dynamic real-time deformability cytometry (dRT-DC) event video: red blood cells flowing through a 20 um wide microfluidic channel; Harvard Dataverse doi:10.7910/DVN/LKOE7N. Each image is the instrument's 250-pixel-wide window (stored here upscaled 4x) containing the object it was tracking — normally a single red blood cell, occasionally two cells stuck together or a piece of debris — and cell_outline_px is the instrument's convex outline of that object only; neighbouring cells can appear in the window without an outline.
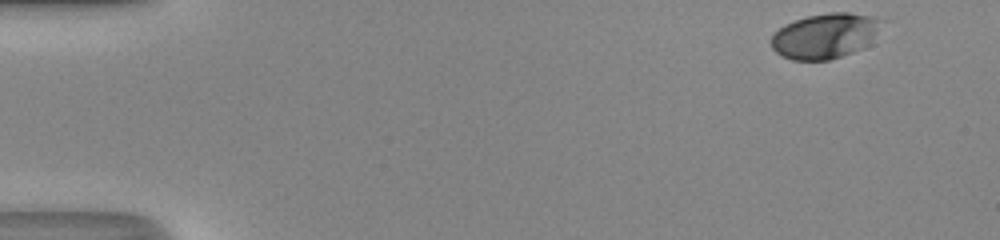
{"species": "human", "species_latin": "Homo sapiens", "temperature_condition": "room temperature", "stored_images_in_passage": 40, "camera_frame_rate_fps": 3000, "um_per_image_px": 0.085, "donor": {"sex": "male"}, "frame": {"image": 1, "passage_image": 1, "time_ms": 0.0, "image_size_px": [1000, 240], "cell_outline_px": [[888, 20], [864, 48], [828, 60], [792, 60], [776, 52], [772, 48], [772, 36], [784, 24], [808, 16], [832, 12], [848, 12], [876, 16]], "centroid_in_image_um": [70.21, 3.02], "position_along_channel_um": 14.8, "area_um2": 29.19}}
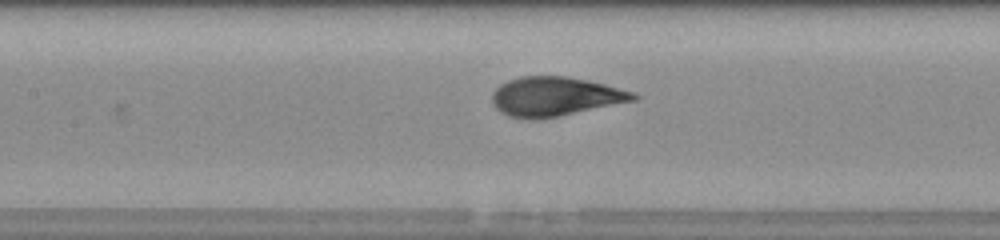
{"frame": {"image": 2, "passage_image": 21, "time_ms": 6.667, "image_size_px": [1000, 240], "cell_outline_px": [[640, 96], [636, 100], [560, 116], [540, 120], [528, 120], [508, 116], [500, 112], [496, 108], [492, 100], [492, 92], [500, 84], [508, 80], [520, 76], [564, 76], [588, 80], [636, 92]], "centroid_in_image_um": [47.18, 8.21], "position_along_channel_um": 160.2, "area_um2": 32.6}}
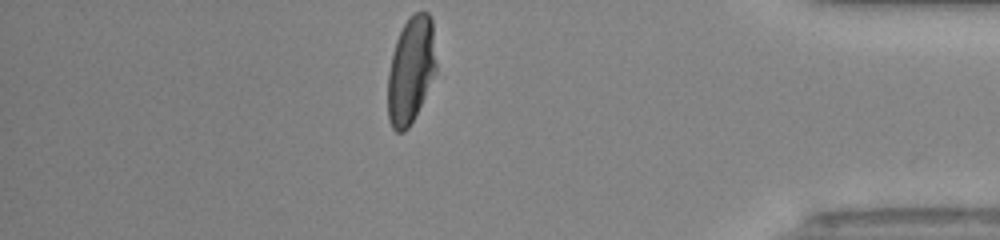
{"frame": {"image": 3, "passage_image": 40, "time_ms": 13.0, "image_size_px": [1000, 240], "cell_outline_px": [[436, 68], [424, 96], [408, 128], [404, 132], [396, 132], [392, 128], [388, 120], [388, 72], [392, 52], [396, 40], [404, 24], [416, 12], [428, 12], [432, 20], [436, 64]], "centroid_in_image_um": [34.9, 5.95], "position_along_channel_um": 400.3, "area_um2": 29.54}, "authors_computed_cell_mechanics": {"area_um2": 32.1368, "velocity_mm_per_s": 4.333, "shape_relaxation_time_tau1_ms": 3.0931, "shape_relaxation_time_tau2_ms": null, "deformation_change_tau1": 0.1928, "deformation_change_tau2": null}}